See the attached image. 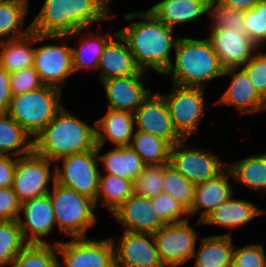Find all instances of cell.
Returning a JSON list of instances; mask_svg holds the SVG:
<instances>
[{
	"instance_id": "obj_1",
	"label": "cell",
	"mask_w": 266,
	"mask_h": 267,
	"mask_svg": "<svg viewBox=\"0 0 266 267\" xmlns=\"http://www.w3.org/2000/svg\"><path fill=\"white\" fill-rule=\"evenodd\" d=\"M135 17L143 21H133L118 30L119 34L128 44L136 64L142 71L152 69L158 74H164L172 64L170 50L175 48L179 37L173 36L174 29L149 10L125 14L127 21Z\"/></svg>"
},
{
	"instance_id": "obj_2",
	"label": "cell",
	"mask_w": 266,
	"mask_h": 267,
	"mask_svg": "<svg viewBox=\"0 0 266 267\" xmlns=\"http://www.w3.org/2000/svg\"><path fill=\"white\" fill-rule=\"evenodd\" d=\"M103 0H45L32 21L31 31L49 36H68L89 29L94 22L112 18Z\"/></svg>"
},
{
	"instance_id": "obj_3",
	"label": "cell",
	"mask_w": 266,
	"mask_h": 267,
	"mask_svg": "<svg viewBox=\"0 0 266 267\" xmlns=\"http://www.w3.org/2000/svg\"><path fill=\"white\" fill-rule=\"evenodd\" d=\"M96 149V131L62 107L33 138V151L51 161L74 153Z\"/></svg>"
},
{
	"instance_id": "obj_4",
	"label": "cell",
	"mask_w": 266,
	"mask_h": 267,
	"mask_svg": "<svg viewBox=\"0 0 266 267\" xmlns=\"http://www.w3.org/2000/svg\"><path fill=\"white\" fill-rule=\"evenodd\" d=\"M175 64L164 75H172L173 84L205 88L210 80L220 78L225 68L207 38L179 37L175 46Z\"/></svg>"
},
{
	"instance_id": "obj_5",
	"label": "cell",
	"mask_w": 266,
	"mask_h": 267,
	"mask_svg": "<svg viewBox=\"0 0 266 267\" xmlns=\"http://www.w3.org/2000/svg\"><path fill=\"white\" fill-rule=\"evenodd\" d=\"M63 90L44 85L36 90L13 95L7 114L31 137L37 136L63 107Z\"/></svg>"
},
{
	"instance_id": "obj_6",
	"label": "cell",
	"mask_w": 266,
	"mask_h": 267,
	"mask_svg": "<svg viewBox=\"0 0 266 267\" xmlns=\"http://www.w3.org/2000/svg\"><path fill=\"white\" fill-rule=\"evenodd\" d=\"M48 194L59 231L72 238L87 237L86 231L97 222L95 201L56 182H52V191Z\"/></svg>"
},
{
	"instance_id": "obj_7",
	"label": "cell",
	"mask_w": 266,
	"mask_h": 267,
	"mask_svg": "<svg viewBox=\"0 0 266 267\" xmlns=\"http://www.w3.org/2000/svg\"><path fill=\"white\" fill-rule=\"evenodd\" d=\"M63 162L60 167L59 161ZM55 182L64 188L96 200L100 174L97 150L60 157L55 162Z\"/></svg>"
},
{
	"instance_id": "obj_8",
	"label": "cell",
	"mask_w": 266,
	"mask_h": 267,
	"mask_svg": "<svg viewBox=\"0 0 266 267\" xmlns=\"http://www.w3.org/2000/svg\"><path fill=\"white\" fill-rule=\"evenodd\" d=\"M171 93L161 94L165 100L173 126L177 133L187 139L194 134L203 119L205 88L180 86L172 83Z\"/></svg>"
},
{
	"instance_id": "obj_9",
	"label": "cell",
	"mask_w": 266,
	"mask_h": 267,
	"mask_svg": "<svg viewBox=\"0 0 266 267\" xmlns=\"http://www.w3.org/2000/svg\"><path fill=\"white\" fill-rule=\"evenodd\" d=\"M52 163L54 164V161L34 151L17 158L12 190L20 203L50 192V179L55 182V166L52 168Z\"/></svg>"
},
{
	"instance_id": "obj_10",
	"label": "cell",
	"mask_w": 266,
	"mask_h": 267,
	"mask_svg": "<svg viewBox=\"0 0 266 267\" xmlns=\"http://www.w3.org/2000/svg\"><path fill=\"white\" fill-rule=\"evenodd\" d=\"M114 237L96 240L87 237H74L71 241H57L61 267H115Z\"/></svg>"
},
{
	"instance_id": "obj_11",
	"label": "cell",
	"mask_w": 266,
	"mask_h": 267,
	"mask_svg": "<svg viewBox=\"0 0 266 267\" xmlns=\"http://www.w3.org/2000/svg\"><path fill=\"white\" fill-rule=\"evenodd\" d=\"M186 140L171 147L169 164L188 181L197 185L217 177L227 168V162H222L213 152L184 146Z\"/></svg>"
},
{
	"instance_id": "obj_12",
	"label": "cell",
	"mask_w": 266,
	"mask_h": 267,
	"mask_svg": "<svg viewBox=\"0 0 266 267\" xmlns=\"http://www.w3.org/2000/svg\"><path fill=\"white\" fill-rule=\"evenodd\" d=\"M198 234L189 219L164 224L153 234L161 261L165 267H178L193 258Z\"/></svg>"
},
{
	"instance_id": "obj_13",
	"label": "cell",
	"mask_w": 266,
	"mask_h": 267,
	"mask_svg": "<svg viewBox=\"0 0 266 267\" xmlns=\"http://www.w3.org/2000/svg\"><path fill=\"white\" fill-rule=\"evenodd\" d=\"M114 249L115 267H165L153 234L124 230Z\"/></svg>"
},
{
	"instance_id": "obj_14",
	"label": "cell",
	"mask_w": 266,
	"mask_h": 267,
	"mask_svg": "<svg viewBox=\"0 0 266 267\" xmlns=\"http://www.w3.org/2000/svg\"><path fill=\"white\" fill-rule=\"evenodd\" d=\"M135 129L158 136L172 146L183 138L175 130L164 98L157 92L151 93L135 110Z\"/></svg>"
},
{
	"instance_id": "obj_15",
	"label": "cell",
	"mask_w": 266,
	"mask_h": 267,
	"mask_svg": "<svg viewBox=\"0 0 266 267\" xmlns=\"http://www.w3.org/2000/svg\"><path fill=\"white\" fill-rule=\"evenodd\" d=\"M33 66L44 85L62 90L67 77L74 73L71 46L47 44L35 47Z\"/></svg>"
},
{
	"instance_id": "obj_16",
	"label": "cell",
	"mask_w": 266,
	"mask_h": 267,
	"mask_svg": "<svg viewBox=\"0 0 266 267\" xmlns=\"http://www.w3.org/2000/svg\"><path fill=\"white\" fill-rule=\"evenodd\" d=\"M20 212L24 213L25 221L18 218L24 239L28 244H49L41 240L55 227L54 208L49 194L35 197L21 203ZM29 233V236H27Z\"/></svg>"
},
{
	"instance_id": "obj_17",
	"label": "cell",
	"mask_w": 266,
	"mask_h": 267,
	"mask_svg": "<svg viewBox=\"0 0 266 267\" xmlns=\"http://www.w3.org/2000/svg\"><path fill=\"white\" fill-rule=\"evenodd\" d=\"M207 37L222 66L242 67L259 50L247 34L231 29L210 30Z\"/></svg>"
},
{
	"instance_id": "obj_18",
	"label": "cell",
	"mask_w": 266,
	"mask_h": 267,
	"mask_svg": "<svg viewBox=\"0 0 266 267\" xmlns=\"http://www.w3.org/2000/svg\"><path fill=\"white\" fill-rule=\"evenodd\" d=\"M223 76H231L230 85L215 104L236 107L240 114H253L266 109V101L253 87L249 76L242 67L224 70Z\"/></svg>"
},
{
	"instance_id": "obj_19",
	"label": "cell",
	"mask_w": 266,
	"mask_h": 267,
	"mask_svg": "<svg viewBox=\"0 0 266 267\" xmlns=\"http://www.w3.org/2000/svg\"><path fill=\"white\" fill-rule=\"evenodd\" d=\"M147 74H135L101 81L108 100L107 108L134 113L152 93L146 89L142 78Z\"/></svg>"
},
{
	"instance_id": "obj_20",
	"label": "cell",
	"mask_w": 266,
	"mask_h": 267,
	"mask_svg": "<svg viewBox=\"0 0 266 267\" xmlns=\"http://www.w3.org/2000/svg\"><path fill=\"white\" fill-rule=\"evenodd\" d=\"M112 214L127 231L154 234L164 225L154 212L152 199L134 193Z\"/></svg>"
},
{
	"instance_id": "obj_21",
	"label": "cell",
	"mask_w": 266,
	"mask_h": 267,
	"mask_svg": "<svg viewBox=\"0 0 266 267\" xmlns=\"http://www.w3.org/2000/svg\"><path fill=\"white\" fill-rule=\"evenodd\" d=\"M98 69L101 70L100 82L111 78L147 74L138 67L128 44L119 32L107 42L100 56Z\"/></svg>"
},
{
	"instance_id": "obj_22",
	"label": "cell",
	"mask_w": 266,
	"mask_h": 267,
	"mask_svg": "<svg viewBox=\"0 0 266 267\" xmlns=\"http://www.w3.org/2000/svg\"><path fill=\"white\" fill-rule=\"evenodd\" d=\"M65 38V39H64ZM67 40V36H49L30 31L27 35L0 42V66L9 73L32 67L34 64L35 43L44 40Z\"/></svg>"
},
{
	"instance_id": "obj_23",
	"label": "cell",
	"mask_w": 266,
	"mask_h": 267,
	"mask_svg": "<svg viewBox=\"0 0 266 267\" xmlns=\"http://www.w3.org/2000/svg\"><path fill=\"white\" fill-rule=\"evenodd\" d=\"M233 176L228 168H226L217 177L199 183L195 186V199L189 216H195L200 210V217L196 224H201L202 220L213 210H215L221 203H224L232 195H234L233 187L228 179ZM201 209H203L201 211Z\"/></svg>"
},
{
	"instance_id": "obj_24",
	"label": "cell",
	"mask_w": 266,
	"mask_h": 267,
	"mask_svg": "<svg viewBox=\"0 0 266 267\" xmlns=\"http://www.w3.org/2000/svg\"><path fill=\"white\" fill-rule=\"evenodd\" d=\"M96 149H101L107 140L115 147L130 146L134 136V113L107 108L105 115L95 124Z\"/></svg>"
},
{
	"instance_id": "obj_25",
	"label": "cell",
	"mask_w": 266,
	"mask_h": 267,
	"mask_svg": "<svg viewBox=\"0 0 266 267\" xmlns=\"http://www.w3.org/2000/svg\"><path fill=\"white\" fill-rule=\"evenodd\" d=\"M211 0H161L154 4L152 12L159 20L170 28L175 25L186 24L208 14V5Z\"/></svg>"
},
{
	"instance_id": "obj_26",
	"label": "cell",
	"mask_w": 266,
	"mask_h": 267,
	"mask_svg": "<svg viewBox=\"0 0 266 267\" xmlns=\"http://www.w3.org/2000/svg\"><path fill=\"white\" fill-rule=\"evenodd\" d=\"M266 213L265 210L258 208L255 204L238 200L233 195L221 203L215 210L209 213L201 224H215L229 229H234L244 224L258 215Z\"/></svg>"
},
{
	"instance_id": "obj_27",
	"label": "cell",
	"mask_w": 266,
	"mask_h": 267,
	"mask_svg": "<svg viewBox=\"0 0 266 267\" xmlns=\"http://www.w3.org/2000/svg\"><path fill=\"white\" fill-rule=\"evenodd\" d=\"M201 245L194 251V267H232L235 245L231 232L201 238ZM197 252V253H196Z\"/></svg>"
},
{
	"instance_id": "obj_28",
	"label": "cell",
	"mask_w": 266,
	"mask_h": 267,
	"mask_svg": "<svg viewBox=\"0 0 266 267\" xmlns=\"http://www.w3.org/2000/svg\"><path fill=\"white\" fill-rule=\"evenodd\" d=\"M83 31V29L78 30L76 33L68 35V39H72L77 34L80 35V46L76 48L71 47L72 52V66L74 73L76 71L87 69L88 71L94 69L97 70L98 68V62L100 59V56L104 52L105 46L107 42L117 33L118 31H115L114 34H111L108 32L105 35L103 31H101V34L98 33H89L90 31L85 29V34H87V39H85L84 33L82 34L83 37H81L80 32ZM93 37H92V36ZM89 36V37H88Z\"/></svg>"
},
{
	"instance_id": "obj_29",
	"label": "cell",
	"mask_w": 266,
	"mask_h": 267,
	"mask_svg": "<svg viewBox=\"0 0 266 267\" xmlns=\"http://www.w3.org/2000/svg\"><path fill=\"white\" fill-rule=\"evenodd\" d=\"M96 150L99 162L105 165L100 172L131 179L133 182L146 165L131 146H114L113 149L103 155H99L100 149Z\"/></svg>"
},
{
	"instance_id": "obj_30",
	"label": "cell",
	"mask_w": 266,
	"mask_h": 267,
	"mask_svg": "<svg viewBox=\"0 0 266 267\" xmlns=\"http://www.w3.org/2000/svg\"><path fill=\"white\" fill-rule=\"evenodd\" d=\"M30 135L6 112L0 113V155L22 157L33 152Z\"/></svg>"
},
{
	"instance_id": "obj_31",
	"label": "cell",
	"mask_w": 266,
	"mask_h": 267,
	"mask_svg": "<svg viewBox=\"0 0 266 267\" xmlns=\"http://www.w3.org/2000/svg\"><path fill=\"white\" fill-rule=\"evenodd\" d=\"M235 182L250 191L266 192V153L248 156L227 167Z\"/></svg>"
},
{
	"instance_id": "obj_32",
	"label": "cell",
	"mask_w": 266,
	"mask_h": 267,
	"mask_svg": "<svg viewBox=\"0 0 266 267\" xmlns=\"http://www.w3.org/2000/svg\"><path fill=\"white\" fill-rule=\"evenodd\" d=\"M28 3V0H4L0 4V42L23 37L31 31V25L22 29Z\"/></svg>"
},
{
	"instance_id": "obj_33",
	"label": "cell",
	"mask_w": 266,
	"mask_h": 267,
	"mask_svg": "<svg viewBox=\"0 0 266 267\" xmlns=\"http://www.w3.org/2000/svg\"><path fill=\"white\" fill-rule=\"evenodd\" d=\"M102 174L104 173L100 172L99 174L95 205H97V201H100L112 214L134 193L133 181L107 173Z\"/></svg>"
},
{
	"instance_id": "obj_34",
	"label": "cell",
	"mask_w": 266,
	"mask_h": 267,
	"mask_svg": "<svg viewBox=\"0 0 266 267\" xmlns=\"http://www.w3.org/2000/svg\"><path fill=\"white\" fill-rule=\"evenodd\" d=\"M130 146L146 165L170 162L172 145L158 136L135 130Z\"/></svg>"
},
{
	"instance_id": "obj_35",
	"label": "cell",
	"mask_w": 266,
	"mask_h": 267,
	"mask_svg": "<svg viewBox=\"0 0 266 267\" xmlns=\"http://www.w3.org/2000/svg\"><path fill=\"white\" fill-rule=\"evenodd\" d=\"M57 253L56 243L27 244L15 257L11 267H61Z\"/></svg>"
},
{
	"instance_id": "obj_36",
	"label": "cell",
	"mask_w": 266,
	"mask_h": 267,
	"mask_svg": "<svg viewBox=\"0 0 266 267\" xmlns=\"http://www.w3.org/2000/svg\"><path fill=\"white\" fill-rule=\"evenodd\" d=\"M195 184L188 181L171 164H167L163 169V189L189 212L195 199Z\"/></svg>"
},
{
	"instance_id": "obj_37",
	"label": "cell",
	"mask_w": 266,
	"mask_h": 267,
	"mask_svg": "<svg viewBox=\"0 0 266 267\" xmlns=\"http://www.w3.org/2000/svg\"><path fill=\"white\" fill-rule=\"evenodd\" d=\"M28 243L18 220L0 221V267L12 264Z\"/></svg>"
},
{
	"instance_id": "obj_38",
	"label": "cell",
	"mask_w": 266,
	"mask_h": 267,
	"mask_svg": "<svg viewBox=\"0 0 266 267\" xmlns=\"http://www.w3.org/2000/svg\"><path fill=\"white\" fill-rule=\"evenodd\" d=\"M208 14L213 20L210 30L231 29L240 34H247L243 11L233 9L219 0H211Z\"/></svg>"
},
{
	"instance_id": "obj_39",
	"label": "cell",
	"mask_w": 266,
	"mask_h": 267,
	"mask_svg": "<svg viewBox=\"0 0 266 267\" xmlns=\"http://www.w3.org/2000/svg\"><path fill=\"white\" fill-rule=\"evenodd\" d=\"M167 164L145 165L143 171L133 182L134 194L153 198L162 193L163 169Z\"/></svg>"
},
{
	"instance_id": "obj_40",
	"label": "cell",
	"mask_w": 266,
	"mask_h": 267,
	"mask_svg": "<svg viewBox=\"0 0 266 267\" xmlns=\"http://www.w3.org/2000/svg\"><path fill=\"white\" fill-rule=\"evenodd\" d=\"M247 36L260 49L266 44V0L243 12Z\"/></svg>"
},
{
	"instance_id": "obj_41",
	"label": "cell",
	"mask_w": 266,
	"mask_h": 267,
	"mask_svg": "<svg viewBox=\"0 0 266 267\" xmlns=\"http://www.w3.org/2000/svg\"><path fill=\"white\" fill-rule=\"evenodd\" d=\"M151 199L154 212L163 224L190 219L189 212L181 203L169 196L168 193L162 192ZM185 215L187 217H185Z\"/></svg>"
},
{
	"instance_id": "obj_42",
	"label": "cell",
	"mask_w": 266,
	"mask_h": 267,
	"mask_svg": "<svg viewBox=\"0 0 266 267\" xmlns=\"http://www.w3.org/2000/svg\"><path fill=\"white\" fill-rule=\"evenodd\" d=\"M242 68L258 94L266 101V53L259 49Z\"/></svg>"
},
{
	"instance_id": "obj_43",
	"label": "cell",
	"mask_w": 266,
	"mask_h": 267,
	"mask_svg": "<svg viewBox=\"0 0 266 267\" xmlns=\"http://www.w3.org/2000/svg\"><path fill=\"white\" fill-rule=\"evenodd\" d=\"M232 267H266L263 245L248 244L241 248H234Z\"/></svg>"
},
{
	"instance_id": "obj_44",
	"label": "cell",
	"mask_w": 266,
	"mask_h": 267,
	"mask_svg": "<svg viewBox=\"0 0 266 267\" xmlns=\"http://www.w3.org/2000/svg\"><path fill=\"white\" fill-rule=\"evenodd\" d=\"M44 86L34 66L10 73V88L12 95L36 90Z\"/></svg>"
},
{
	"instance_id": "obj_45",
	"label": "cell",
	"mask_w": 266,
	"mask_h": 267,
	"mask_svg": "<svg viewBox=\"0 0 266 267\" xmlns=\"http://www.w3.org/2000/svg\"><path fill=\"white\" fill-rule=\"evenodd\" d=\"M21 203L12 187H0V221L18 220Z\"/></svg>"
},
{
	"instance_id": "obj_46",
	"label": "cell",
	"mask_w": 266,
	"mask_h": 267,
	"mask_svg": "<svg viewBox=\"0 0 266 267\" xmlns=\"http://www.w3.org/2000/svg\"><path fill=\"white\" fill-rule=\"evenodd\" d=\"M17 158L10 155H0V187H12Z\"/></svg>"
},
{
	"instance_id": "obj_47",
	"label": "cell",
	"mask_w": 266,
	"mask_h": 267,
	"mask_svg": "<svg viewBox=\"0 0 266 267\" xmlns=\"http://www.w3.org/2000/svg\"><path fill=\"white\" fill-rule=\"evenodd\" d=\"M12 97L10 73L0 66V113L7 112Z\"/></svg>"
},
{
	"instance_id": "obj_48",
	"label": "cell",
	"mask_w": 266,
	"mask_h": 267,
	"mask_svg": "<svg viewBox=\"0 0 266 267\" xmlns=\"http://www.w3.org/2000/svg\"><path fill=\"white\" fill-rule=\"evenodd\" d=\"M221 3L240 11L252 9L261 0H219Z\"/></svg>"
},
{
	"instance_id": "obj_49",
	"label": "cell",
	"mask_w": 266,
	"mask_h": 267,
	"mask_svg": "<svg viewBox=\"0 0 266 267\" xmlns=\"http://www.w3.org/2000/svg\"><path fill=\"white\" fill-rule=\"evenodd\" d=\"M107 5H109L110 0H103Z\"/></svg>"
}]
</instances>
